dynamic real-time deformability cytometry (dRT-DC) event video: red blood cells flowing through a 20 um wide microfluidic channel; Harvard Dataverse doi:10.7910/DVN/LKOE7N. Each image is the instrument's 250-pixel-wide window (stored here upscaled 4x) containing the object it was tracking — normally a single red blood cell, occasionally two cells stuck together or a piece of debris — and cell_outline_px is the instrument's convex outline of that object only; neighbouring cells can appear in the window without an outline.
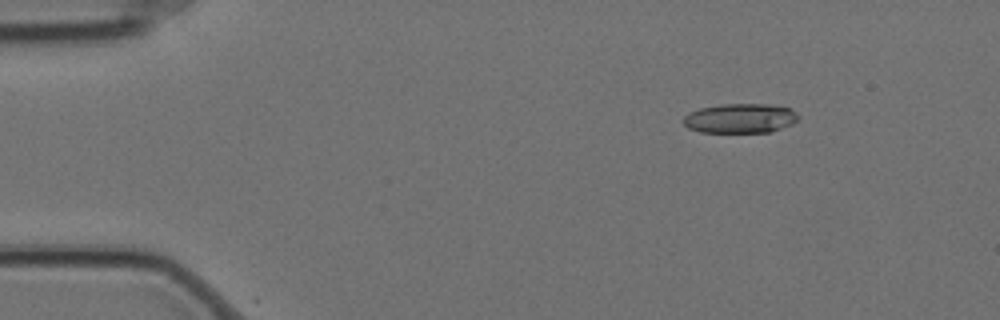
{"species": "Egyptian fruit bat (a non-hibernating species)", "species_latin": "Rousettus aegyptiacus", "temperature_condition": "cold", "stored_images_in_passage": 9, "camera_frame_rate_fps": 3000, "um_per_image_px": 0.085, "animal": {"sex": "female"}, "frame": {"image": 1, "passage_image": 2, "time_ms": 0.333, "image_size_px": [1000, 320], "cell_outline_px": [[800, 116], [792, 124], [772, 132], [700, 132], [688, 128], [684, 124], [684, 116], [688, 112], [700, 108], [720, 104], [768, 104], [792, 108]], "centroid_in_image_um": [62.93, 10.05], "position_along_channel_um": 22.1, "area_um2": 19.94}}
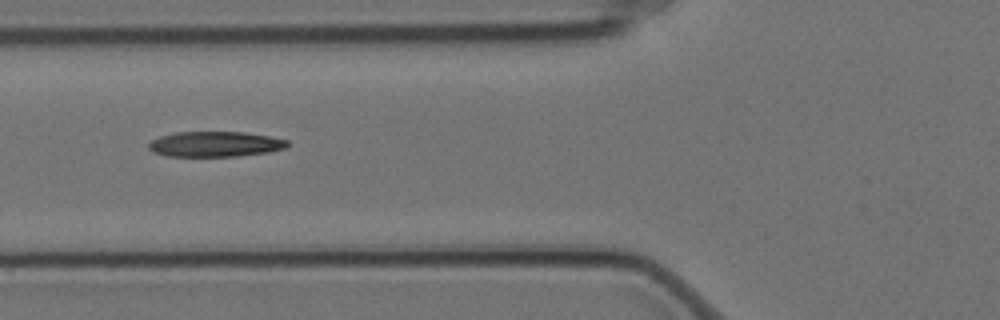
{"frame": {"image": 2, "passage_image": 6, "time_ms": 1.667, "image_size_px": [1000, 320], "cell_outline_px": [[288, 148], [268, 152], [236, 156], [168, 156], [152, 152], [148, 148], [148, 144], [152, 140], [160, 136], [176, 132], [244, 132], [268, 136], [288, 140]], "centroid_in_image_um": [18.28, 12.25], "position_along_channel_um": 107.5, "area_um2": 20.46}}
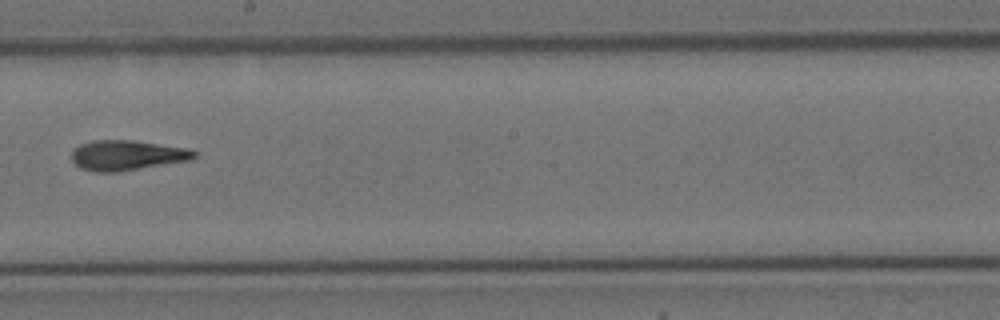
{"frame": {"image": 3, "passage_image": 9, "time_ms": 2.667, "image_size_px": [1000, 320], "cell_outline_px": [[196, 156], [188, 160], [120, 172], [96, 172], [80, 168], [72, 160], [72, 152], [80, 144], [92, 140], [132, 140], [192, 148], [196, 152]], "centroid_in_image_um": [10.8, 13.19], "position_along_channel_um": 237.4, "area_um2": 21.56}}